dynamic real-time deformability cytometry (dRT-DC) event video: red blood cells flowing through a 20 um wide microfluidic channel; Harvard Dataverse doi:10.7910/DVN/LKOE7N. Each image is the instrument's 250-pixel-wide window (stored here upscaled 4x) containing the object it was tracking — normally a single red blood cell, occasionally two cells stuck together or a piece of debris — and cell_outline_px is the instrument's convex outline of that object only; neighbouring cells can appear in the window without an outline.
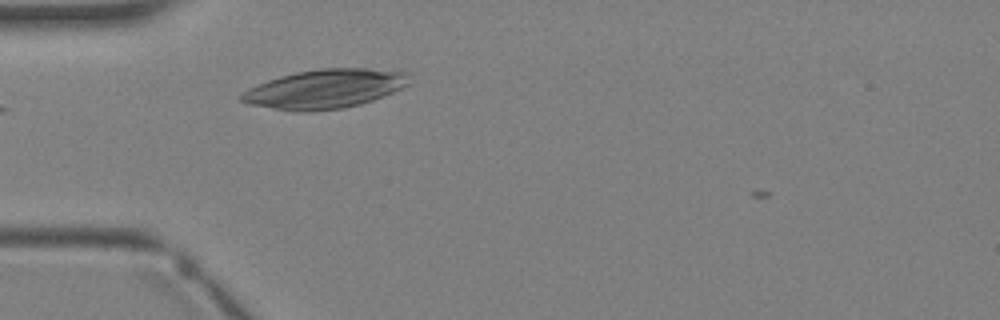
{"species": "Egyptian fruit bat (a non-hibernating species)", "species_latin": "Rousettus aegyptiacus", "temperature_condition": "warm", "stored_images_in_passage": 2, "camera_frame_rate_fps": 3000, "um_per_image_px": 0.085, "animal": {"sex": "female"}, "frame": {"image": 1, "passage_image": 2, "time_ms": 1.333, "image_size_px": [1000, 320], "cell_outline_px": [[412, 84], [372, 100], [360, 104], [344, 108], [312, 112], [292, 112], [252, 104], [240, 100], [236, 96], [240, 92], [248, 88], [268, 80], [280, 76], [296, 72], [320, 68], [368, 68], [412, 72]], "centroid_in_image_um": [27.65, 7.55], "position_along_channel_um": 57.3, "area_um2": 38.84}}